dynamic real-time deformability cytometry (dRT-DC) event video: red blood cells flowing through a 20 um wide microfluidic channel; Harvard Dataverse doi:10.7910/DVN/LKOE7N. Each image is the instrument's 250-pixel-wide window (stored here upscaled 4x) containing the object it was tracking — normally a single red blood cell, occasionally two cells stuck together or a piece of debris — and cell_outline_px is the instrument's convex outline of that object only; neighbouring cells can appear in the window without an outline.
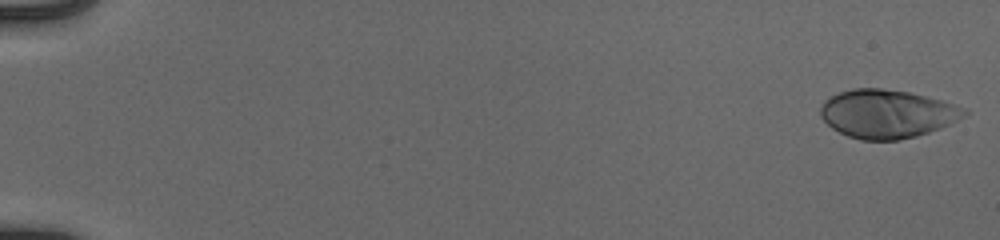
{"species": "human", "species_latin": "Homo sapiens", "temperature_condition": "cold", "stored_images_in_passage": 54, "camera_frame_rate_fps": 3000, "um_per_image_px": 0.085, "donor": {"sex": "male"}, "frame": {"image": 1, "passage_image": 1, "time_ms": 0.0, "image_size_px": [1000, 240], "cell_outline_px": [[968, 112], [964, 116], [940, 128], [916, 136], [900, 140], [860, 140], [848, 136], [832, 128], [820, 116], [820, 108], [824, 100], [840, 92], [852, 88], [880, 88], [908, 92], [940, 100], [968, 108]], "centroid_in_image_um": [75.39, 9.67], "position_along_channel_um": 9.6, "area_um2": 40.4}}
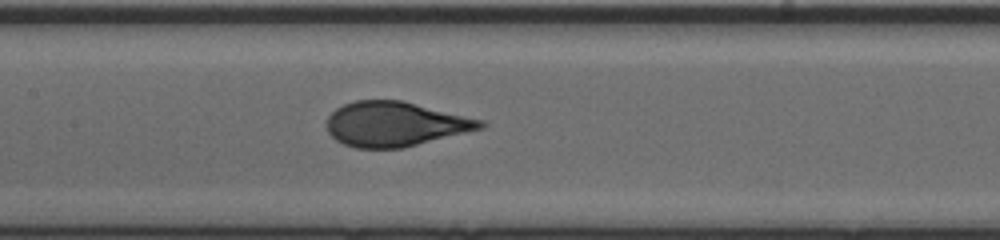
{"frame": {"image": 2, "passage_image": 28, "time_ms": 9.0, "image_size_px": [1000, 240], "cell_outline_px": [[488, 124], [484, 128], [400, 148], [356, 148], [344, 144], [336, 140], [328, 132], [324, 124], [328, 116], [336, 108], [344, 104], [356, 100], [404, 100], [484, 120]], "centroid_in_image_um": [33.58, 10.53], "position_along_channel_um": 173.8, "area_um2": 40.17}}
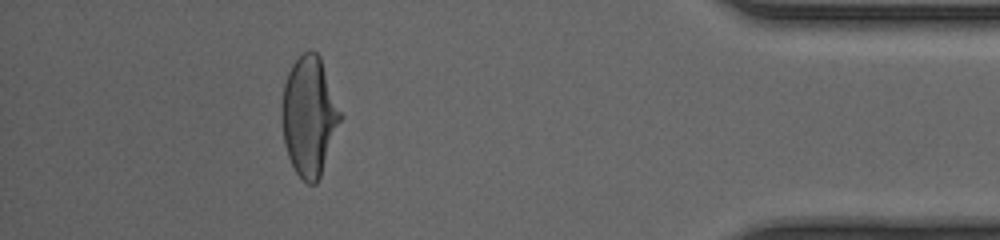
{"frame": {"image": 3, "passage_image": 49, "time_ms": 16.0, "image_size_px": [1000, 240], "cell_outline_px": [[344, 116], [320, 176], [316, 184], [308, 184], [296, 172], [288, 156], [284, 144], [280, 120], [280, 104], [284, 84], [288, 72], [292, 64], [308, 48], [312, 48], [320, 56]], "centroid_in_image_um": [26.28, 9.84], "position_along_channel_um": 408.9, "area_um2": 41.5}, "authors_computed_cell_mechanics": {"area_um2": 40.5178, "velocity_mm_per_s": 3.9445, "shape_relaxation_time_tau1_ms": 5.3773, "shape_relaxation_time_tau2_ms": null, "deformation_change_tau1": 0.2485, "deformation_change_tau2": null}}